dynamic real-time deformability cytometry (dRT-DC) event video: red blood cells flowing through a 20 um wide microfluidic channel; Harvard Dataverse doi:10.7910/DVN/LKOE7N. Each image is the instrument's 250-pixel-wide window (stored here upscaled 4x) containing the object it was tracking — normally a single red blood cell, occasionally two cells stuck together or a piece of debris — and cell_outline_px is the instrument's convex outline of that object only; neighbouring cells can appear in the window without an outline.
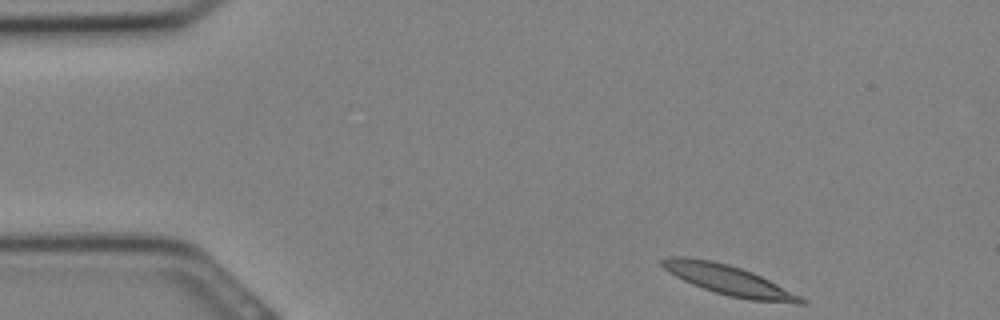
{"species": "Egyptian fruit bat (a non-hibernating species)", "species_latin": "Rousettus aegyptiacus", "temperature_condition": "cold", "stored_images_in_passage": 29, "camera_frame_rate_fps": 3000, "um_per_image_px": 0.085, "animal": {"sex": "female"}, "frame": {"image": 1, "passage_image": 1, "time_ms": 0.0, "image_size_px": [1000, 320], "cell_outline_px": [[808, 304], [796, 304], [752, 300], [728, 296], [692, 284], [668, 272], [660, 264], [660, 260], [668, 256], [684, 256], [712, 260], [728, 264], [752, 272], [808, 300]], "centroid_in_image_um": [61.92, 23.81], "position_along_channel_um": 23.1, "area_um2": 23.99}}
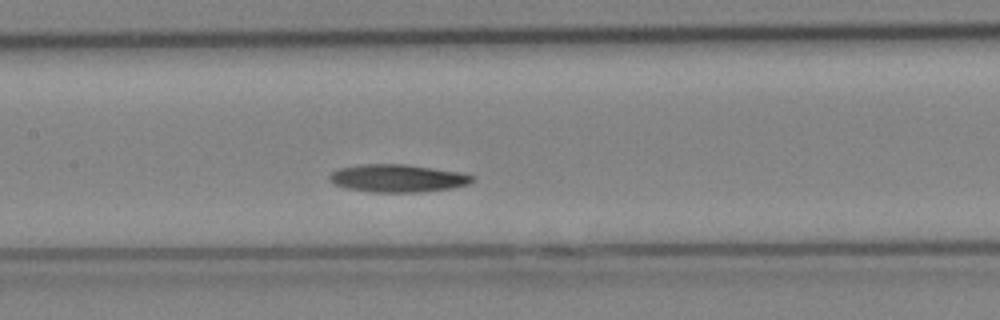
{"frame": {"image": 2, "passage_image": 12, "time_ms": 3.667, "image_size_px": [1000, 320], "cell_outline_px": [[476, 176], [468, 184], [452, 188], [420, 192], [372, 192], [344, 188], [328, 180], [328, 176], [332, 172], [340, 168], [360, 164], [404, 164], [460, 172]], "centroid_in_image_um": [33.78, 15.15], "position_along_channel_um": 173.6, "area_um2": 23.06}}
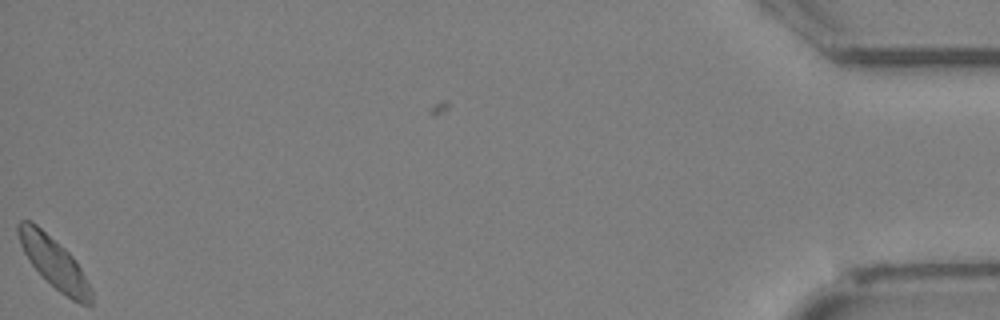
{"frame": {"image": 3, "passage_image": 29, "time_ms": 9.333, "image_size_px": [1000, 320], "cell_outline_px": [[92, 304], [80, 304], [72, 300], [60, 292], [28, 260], [20, 244], [16, 232], [16, 224], [20, 220], [28, 220], [36, 224], [64, 248], [72, 256], [80, 268], [92, 288]], "centroid_in_image_um": [4.58, 22.3], "position_along_channel_um": 430.6, "area_um2": 21.21}}